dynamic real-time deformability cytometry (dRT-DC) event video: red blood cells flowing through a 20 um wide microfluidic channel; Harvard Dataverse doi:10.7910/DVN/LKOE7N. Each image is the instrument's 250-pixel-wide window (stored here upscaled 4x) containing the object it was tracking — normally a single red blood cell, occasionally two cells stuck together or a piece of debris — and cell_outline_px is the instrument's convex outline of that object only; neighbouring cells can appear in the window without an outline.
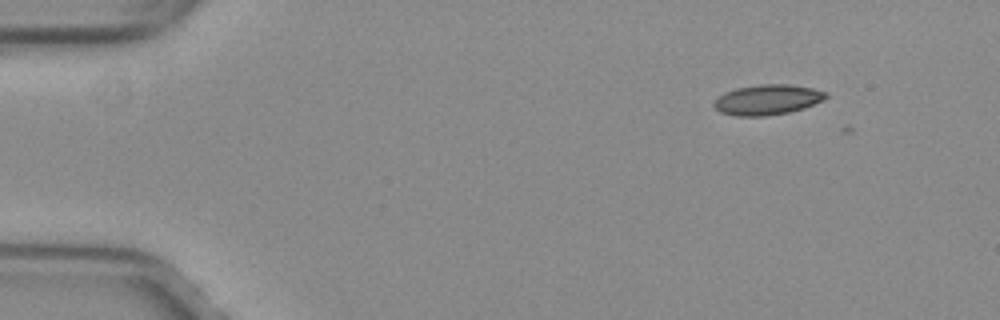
{"species": "common noctule bat (a hibernating species)", "species_latin": "Nyctalus noctula", "temperature_condition": "warm", "stored_images_in_passage": 7, "camera_frame_rate_fps": 3000, "um_per_image_px": 0.085, "animal": {"sex": "female", "body_mass_g": 29.2, "forearm_length_mm": 56.3}, "frame": {"image": 1, "passage_image": 2, "time_ms": 0.333, "image_size_px": [1000, 320], "cell_outline_px": [[828, 96], [824, 100], [804, 108], [788, 112], [764, 116], [736, 116], [720, 112], [712, 104], [724, 92], [736, 88], [760, 84], [788, 84], [812, 88], [828, 92]], "centroid_in_image_um": [65.25, 8.47], "position_along_channel_um": 19.8, "area_um2": 19.71}}